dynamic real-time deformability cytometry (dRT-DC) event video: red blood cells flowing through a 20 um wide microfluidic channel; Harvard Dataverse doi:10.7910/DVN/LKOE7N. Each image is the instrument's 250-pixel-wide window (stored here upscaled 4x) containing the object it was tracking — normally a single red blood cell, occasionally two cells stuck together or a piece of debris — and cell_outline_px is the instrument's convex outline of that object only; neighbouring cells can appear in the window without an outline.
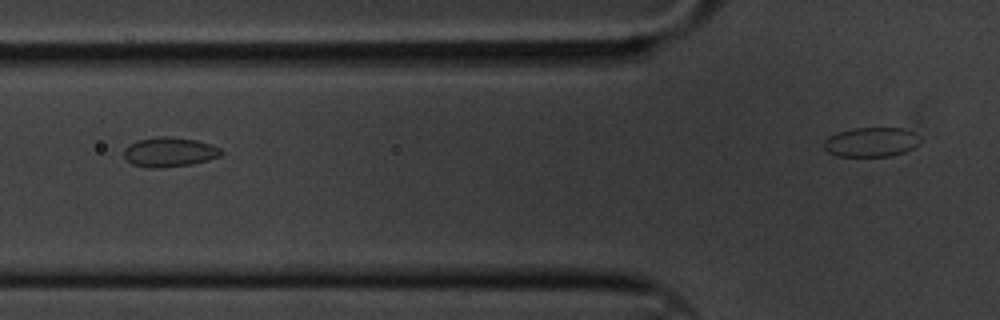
{"species": "common noctule bat (a hibernating species)", "species_latin": "Nyctalus noctula", "temperature_condition": "cold", "stored_images_in_passage": 11, "segment_of_instrument_passage": [1, 2], "camera_frame_rate_fps": 3000, "um_per_image_px": 0.085, "animal": {"sex": "male", "body_mass_g": 20.1, "forearm_length_mm": 53.5}, "frame": {"image": 1, "passage_image": 7, "time_ms": 2.0, "image_size_px": [1000, 320], "cell_outline_px": [[224, 152], [220, 156], [208, 160], [192, 164], [164, 168], [144, 168], [132, 164], [124, 156], [124, 148], [128, 144], [136, 140], [156, 136], [168, 136], [196, 140], [212, 144], [220, 148]], "centroid_in_image_um": [14.39, 12.92], "position_along_channel_um": 111.4, "area_um2": 17.11}}
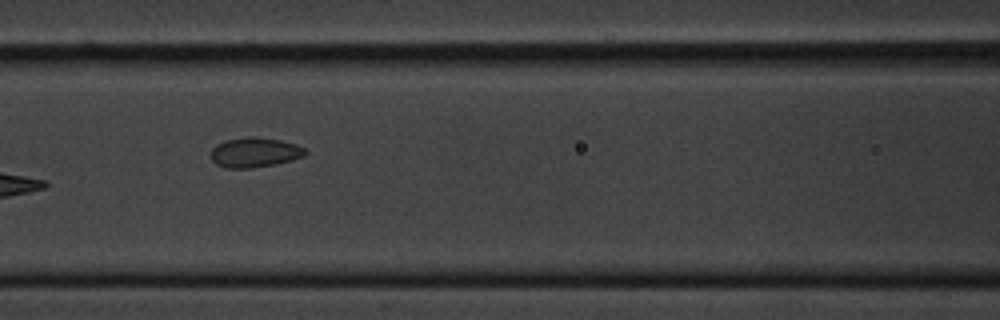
{"frame": {"image": 2, "passage_image": 8, "time_ms": 2.333, "image_size_px": [1000, 320], "cell_outline_px": [[308, 152], [304, 156], [292, 160], [252, 168], [224, 168], [216, 164], [212, 160], [212, 148], [216, 144], [224, 140], [248, 136], [256, 136], [280, 140], [296, 144], [304, 148]], "centroid_in_image_um": [21.64, 12.94], "position_along_channel_um": 145.0, "area_um2": 16.47}}
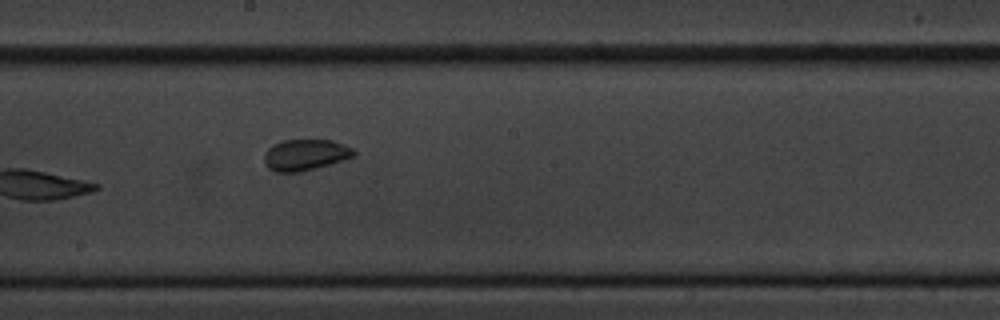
{"frame": {"image": 3, "passage_image": 10, "time_ms": 3.0, "image_size_px": [1000, 320], "cell_outline_px": [[356, 156], [316, 168], [300, 172], [276, 172], [268, 168], [264, 164], [264, 152], [272, 144], [280, 140], [332, 140], [344, 144], [352, 148], [356, 152]], "centroid_in_image_um": [25.93, 13.16], "position_along_channel_um": 222.3, "area_um2": 16.47}}